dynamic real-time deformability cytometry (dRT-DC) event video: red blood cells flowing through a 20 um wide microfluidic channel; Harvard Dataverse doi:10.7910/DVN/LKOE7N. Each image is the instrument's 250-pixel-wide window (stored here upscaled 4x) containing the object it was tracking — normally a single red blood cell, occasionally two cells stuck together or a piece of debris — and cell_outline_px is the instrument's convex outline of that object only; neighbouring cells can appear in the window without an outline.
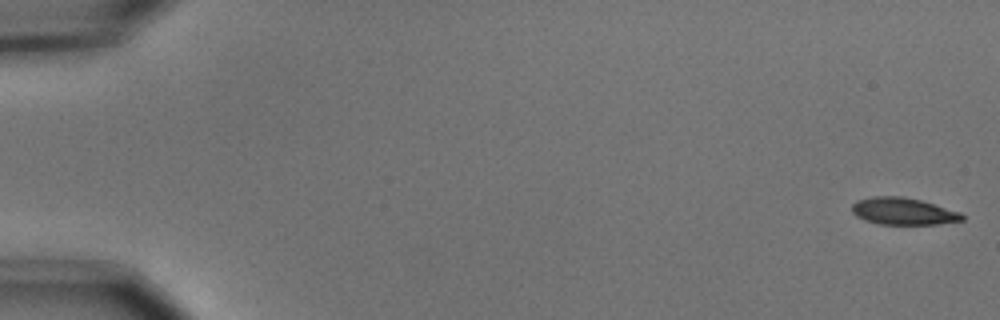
{"species": "common noctule bat (a hibernating species)", "species_latin": "Nyctalus noctula", "temperature_condition": "cold", "stored_images_in_passage": 6, "camera_frame_rate_fps": 3000, "um_per_image_px": 0.085, "animal": {"sex": "male", "body_mass_g": 15.6}, "frame": {"image": 1, "passage_image": 1, "time_ms": 0.0, "image_size_px": [1000, 320], "cell_outline_px": [[964, 220], [936, 224], [880, 224], [864, 220], [856, 216], [852, 212], [852, 204], [856, 200], [872, 196], [904, 196], [920, 200], [960, 212], [964, 216]], "centroid_in_image_um": [76.73, 17.95], "position_along_channel_um": 8.3, "area_um2": 17.34}}
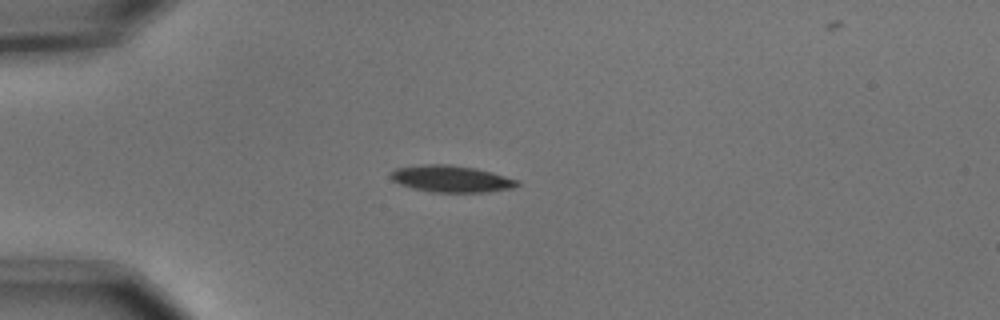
{"frame": {"image": 2, "passage_image": 5, "time_ms": 1.333, "image_size_px": [1000, 320], "cell_outline_px": [[520, 184], [512, 188], [488, 192], [432, 192], [412, 188], [400, 184], [392, 180], [388, 176], [396, 168], [424, 164], [452, 164], [476, 168], [492, 172], [516, 180]], "centroid_in_image_um": [38.32, 15.19], "position_along_channel_um": 46.7, "area_um2": 19.71}}